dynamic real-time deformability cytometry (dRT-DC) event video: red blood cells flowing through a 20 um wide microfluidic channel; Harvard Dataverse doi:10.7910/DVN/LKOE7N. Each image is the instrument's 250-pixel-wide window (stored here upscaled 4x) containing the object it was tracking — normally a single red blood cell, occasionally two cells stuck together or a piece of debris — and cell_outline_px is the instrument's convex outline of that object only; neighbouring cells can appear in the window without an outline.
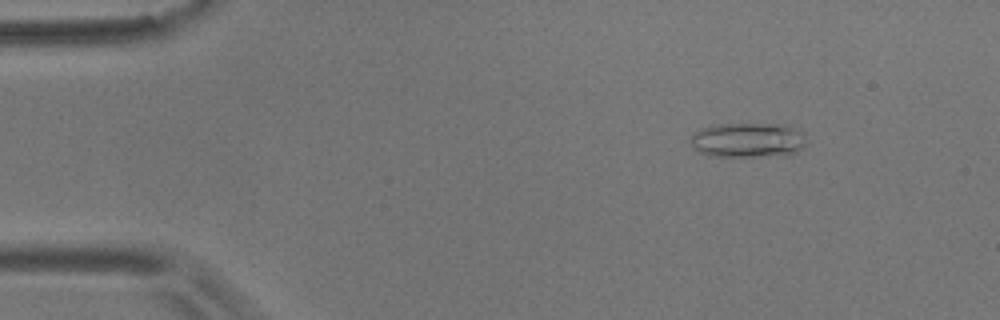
{"species": "common noctule bat (a hibernating species)", "species_latin": "Nyctalus noctula", "temperature_condition": "room temperature", "stored_images_in_passage": 11, "camera_frame_rate_fps": 3000, "um_per_image_px": 0.085, "animal": {"sex": "male", "body_mass_g": 17.9}, "frame": {"image": 1, "passage_image": 2, "time_ms": 2.0, "image_size_px": [1000, 320], "cell_outline_px": [[804, 144], [796, 152], [788, 156], [712, 156], [700, 152], [692, 144], [692, 136], [696, 132], [712, 124], [784, 124], [800, 128]], "centroid_in_image_um": [63.62, 11.9], "position_along_channel_um": 21.4, "area_um2": 23.35}}
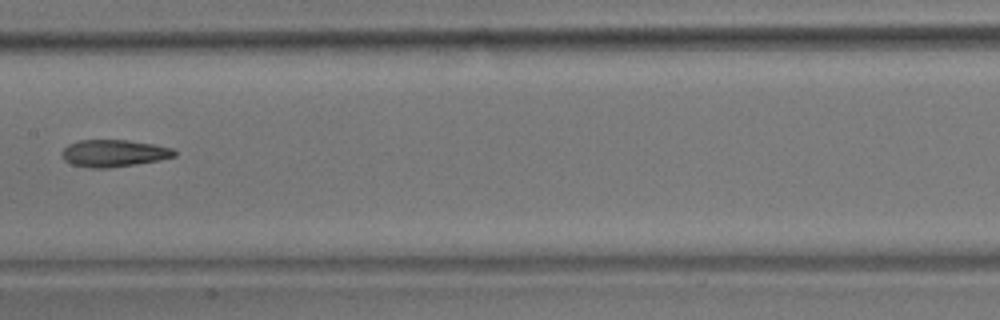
{"frame": {"image": 2, "passage_image": 8, "time_ms": 9.0, "image_size_px": [1000, 320], "cell_outline_px": [[176, 156], [160, 160], [136, 164], [108, 168], [88, 168], [72, 164], [64, 160], [60, 156], [60, 152], [68, 144], [80, 140], [128, 140], [152, 144], [172, 148], [176, 152]], "centroid_in_image_um": [9.64, 13.03], "position_along_channel_um": 197.8, "area_um2": 17.86}}
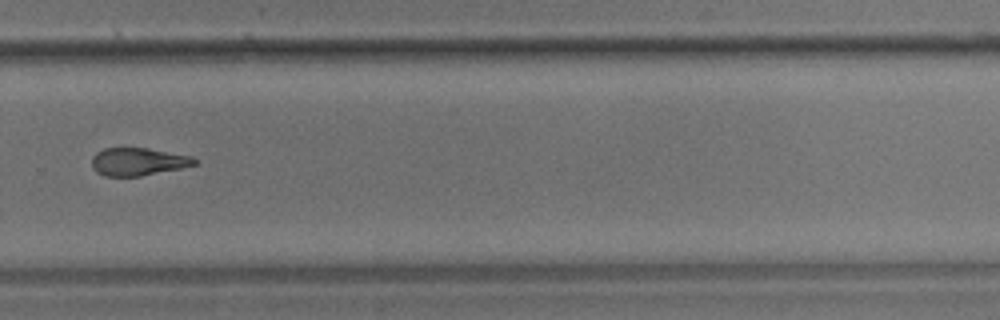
{"frame": {"image": 3, "passage_image": 11, "time_ms": 12.333, "image_size_px": [1000, 320], "cell_outline_px": [[200, 160], [196, 164], [180, 168], [140, 176], [104, 176], [96, 172], [92, 168], [92, 156], [96, 152], [104, 148], [148, 148], [192, 156]], "centroid_in_image_um": [11.73, 13.74], "position_along_channel_um": 318.1, "area_um2": 16.7}}